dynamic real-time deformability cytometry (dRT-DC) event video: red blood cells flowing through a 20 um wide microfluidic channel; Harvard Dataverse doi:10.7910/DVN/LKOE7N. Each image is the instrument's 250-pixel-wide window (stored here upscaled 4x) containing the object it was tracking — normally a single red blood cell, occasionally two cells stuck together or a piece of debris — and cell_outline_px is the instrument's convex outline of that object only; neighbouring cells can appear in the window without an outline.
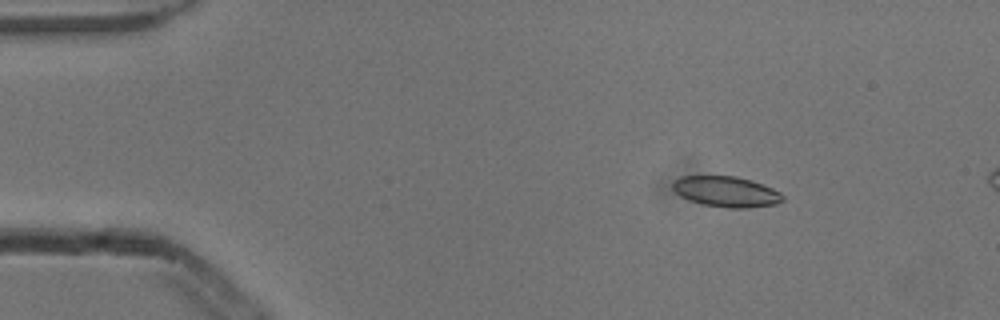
{"species": "common noctule bat (a hibernating species)", "species_latin": "Nyctalus noctula", "temperature_condition": "cold", "stored_images_in_passage": 5, "camera_frame_rate_fps": 3000, "um_per_image_px": 0.085, "animal": {"sex": "male", "body_mass_g": 13.3}, "frame": {"image": 1, "passage_image": 3, "time_ms": 0.667, "image_size_px": [1000, 320], "cell_outline_px": [[784, 200], [776, 204], [748, 208], [728, 208], [704, 204], [680, 196], [672, 188], [672, 180], [680, 176], [736, 176], [752, 180], [772, 188], [780, 192], [784, 196]], "centroid_in_image_um": [61.73, 16.28], "position_along_channel_um": 23.3, "area_um2": 19.65}}